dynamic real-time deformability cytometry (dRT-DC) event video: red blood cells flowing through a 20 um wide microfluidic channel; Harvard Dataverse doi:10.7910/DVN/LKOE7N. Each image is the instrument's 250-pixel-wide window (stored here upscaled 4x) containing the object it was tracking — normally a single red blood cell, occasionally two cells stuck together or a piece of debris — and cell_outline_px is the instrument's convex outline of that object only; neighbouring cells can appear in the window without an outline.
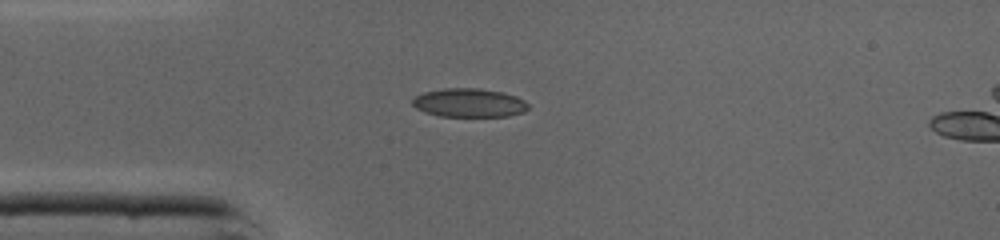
{"species": "common noctule bat (a hibernating species)", "species_latin": "Nyctalus noctula", "temperature_condition": "cold", "stored_images_in_passage": 36, "camera_frame_rate_fps": 3000, "um_per_image_px": 0.085, "animal": {"sex": "male", "body_mass_g": 19.0, "forearm_length_mm": 50.8}, "frame": {"image": 1, "passage_image": 1, "time_ms": 0.0, "image_size_px": [1000, 240], "cell_outline_px": [[528, 108], [524, 112], [508, 116], [440, 116], [424, 112], [416, 108], [412, 104], [412, 100], [416, 96], [424, 92], [444, 88], [480, 88], [500, 92], [516, 96], [524, 100], [528, 104]], "centroid_in_image_um": [39.87, 8.74], "position_along_channel_um": 45.1, "area_um2": 19.31}}
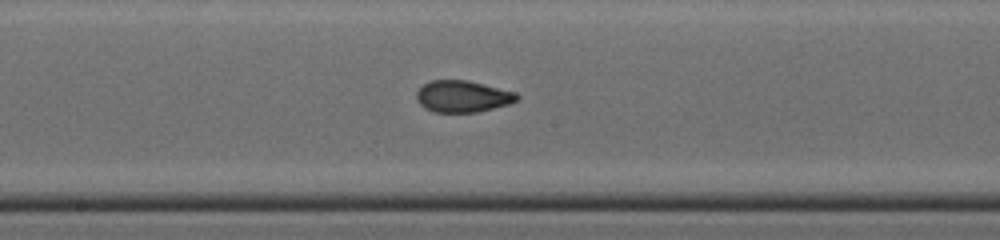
{"frame": {"image": 2, "passage_image": 13, "time_ms": 4.0, "image_size_px": [1000, 240], "cell_outline_px": [[520, 100], [508, 104], [476, 112], [432, 112], [424, 108], [416, 100], [416, 92], [424, 84], [432, 80], [468, 80], [516, 92], [520, 96]], "centroid_in_image_um": [39.32, 8.19], "position_along_channel_um": 208.9, "area_um2": 18.61}}
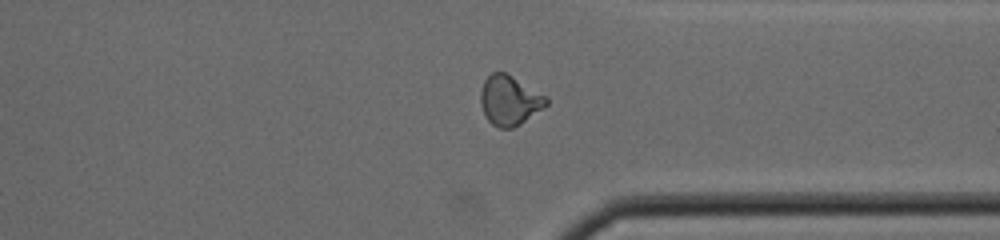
{"frame": {"image": 3, "passage_image": 24, "time_ms": 7.667, "image_size_px": [1000, 240], "cell_outline_px": [[548, 104], [544, 108], [520, 124], [512, 128], [500, 128], [492, 124], [484, 116], [480, 104], [480, 92], [484, 80], [492, 72], [504, 72], [512, 76], [548, 96]], "centroid_in_image_um": [43.31, 8.53], "position_along_channel_um": 368.1, "area_um2": 19.19}, "authors_computed_cell_mechanics": {"area_um2": 18.7561, "velocity_mm_per_s": 4.391, "shape_relaxation_time_tau1_ms": 6.598, "shape_relaxation_time_tau2_ms": 0.8426, "deformation_change_tau1": 0.1967, "deformation_change_tau2": 0.0581}}